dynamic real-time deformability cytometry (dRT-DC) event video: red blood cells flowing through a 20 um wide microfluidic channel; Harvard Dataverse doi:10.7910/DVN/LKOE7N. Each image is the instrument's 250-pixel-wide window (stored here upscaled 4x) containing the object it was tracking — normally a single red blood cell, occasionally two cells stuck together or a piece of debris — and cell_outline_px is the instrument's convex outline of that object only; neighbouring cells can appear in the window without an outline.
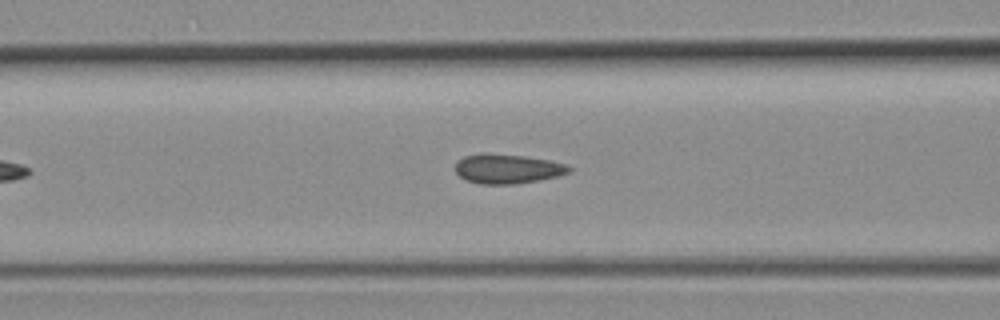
{"species": "common noctule bat (a hibernating species)", "species_latin": "Nyctalus noctula", "temperature_condition": "room temperature", "stored_images_in_passage": 42, "camera_frame_rate_fps": 3000, "um_per_image_px": 0.085, "animal": {"sex": "female", "body_mass_g": 19.3, "forearm_length_mm": 54.1}, "frame": {"image": 1, "passage_image": 12, "time_ms": 3.667, "image_size_px": [1000, 320], "cell_outline_px": [[572, 172], [556, 176], [536, 180], [512, 184], [480, 184], [468, 180], [460, 176], [456, 172], [456, 164], [464, 156], [484, 152], [524, 156], [548, 160], [564, 164], [572, 168]], "centroid_in_image_um": [43.12, 14.33], "position_along_channel_um": 123.5, "area_um2": 19.31}}
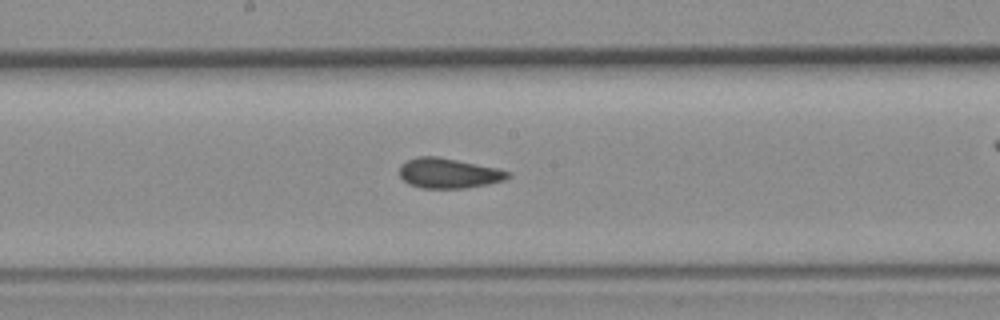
{"frame": {"image": 2, "passage_image": 18, "time_ms": 5.667, "image_size_px": [1000, 320], "cell_outline_px": [[512, 176], [504, 180], [488, 184], [464, 188], [424, 188], [408, 184], [400, 176], [400, 164], [416, 156], [436, 156], [496, 168], [512, 172]], "centroid_in_image_um": [38.13, 14.72], "position_along_channel_um": 210.1, "area_um2": 18.9}}
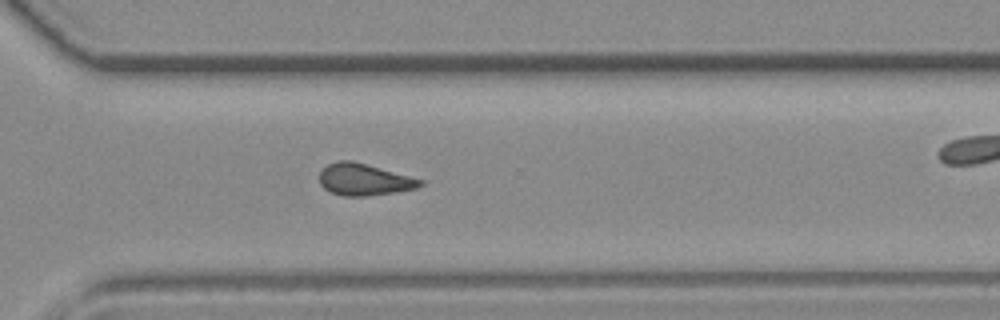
{"frame": {"image": 3, "passage_image": 27, "time_ms": 8.667, "image_size_px": [1000, 320], "cell_outline_px": [[424, 184], [416, 188], [396, 192], [368, 196], [344, 196], [332, 192], [324, 188], [320, 184], [320, 172], [328, 164], [340, 160], [352, 160], [424, 180]], "centroid_in_image_um": [30.96, 15.26], "position_along_channel_um": 339.6, "area_um2": 18.55}}